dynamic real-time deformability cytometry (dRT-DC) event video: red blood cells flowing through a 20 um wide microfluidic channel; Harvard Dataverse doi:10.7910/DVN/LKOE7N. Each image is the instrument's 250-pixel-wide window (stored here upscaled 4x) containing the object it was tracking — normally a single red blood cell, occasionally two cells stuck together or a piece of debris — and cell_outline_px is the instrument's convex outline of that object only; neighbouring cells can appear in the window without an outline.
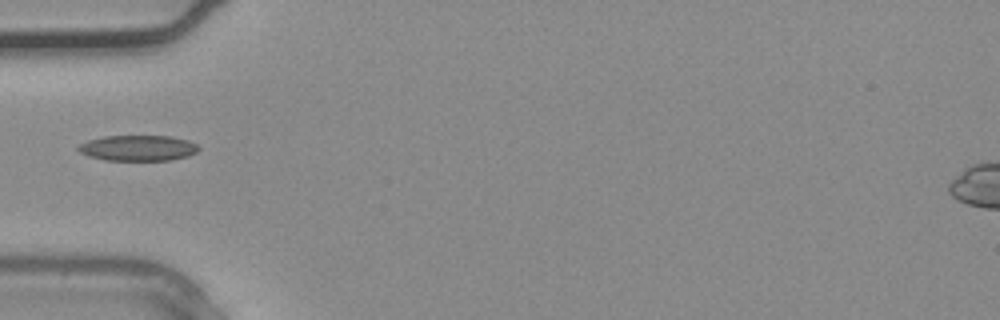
{"species": "common noctule bat (a hibernating species)", "species_latin": "Nyctalus noctula", "temperature_condition": "warm", "stored_images_in_passage": 5, "camera_frame_rate_fps": 3000, "um_per_image_px": 0.085, "animal": {"sex": "male", "body_mass_g": 20.4}, "frame": {"image": 1, "passage_image": 1, "time_ms": 0.0, "image_size_px": [1000, 320], "cell_outline_px": [[200, 148], [196, 152], [188, 156], [172, 160], [104, 160], [88, 156], [80, 152], [76, 148], [80, 144], [88, 140], [104, 136], [168, 136], [188, 140], [196, 144]], "centroid_in_image_um": [11.72, 12.58], "position_along_channel_um": 73.3, "area_um2": 17.98}}
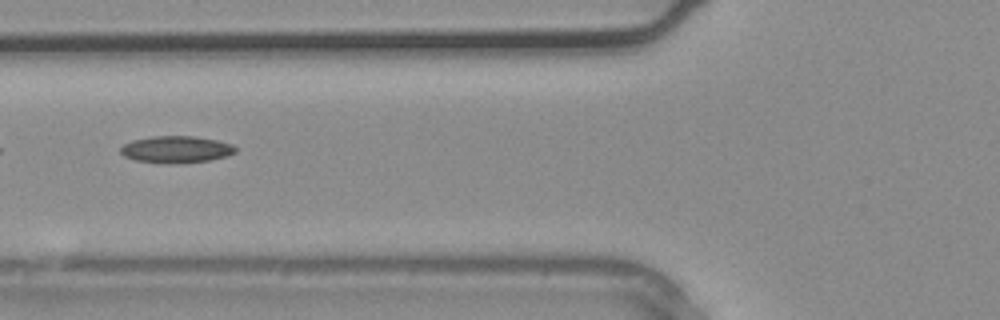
{"frame": {"image": 2, "passage_image": 3, "time_ms": 0.667, "image_size_px": [1000, 320], "cell_outline_px": [[236, 152], [228, 156], [208, 160], [136, 160], [124, 156], [120, 152], [120, 148], [124, 144], [132, 140], [152, 136], [192, 136], [216, 140], [232, 144], [236, 148]], "centroid_in_image_um": [14.99, 12.63], "position_along_channel_um": 110.8, "area_um2": 16.88}}